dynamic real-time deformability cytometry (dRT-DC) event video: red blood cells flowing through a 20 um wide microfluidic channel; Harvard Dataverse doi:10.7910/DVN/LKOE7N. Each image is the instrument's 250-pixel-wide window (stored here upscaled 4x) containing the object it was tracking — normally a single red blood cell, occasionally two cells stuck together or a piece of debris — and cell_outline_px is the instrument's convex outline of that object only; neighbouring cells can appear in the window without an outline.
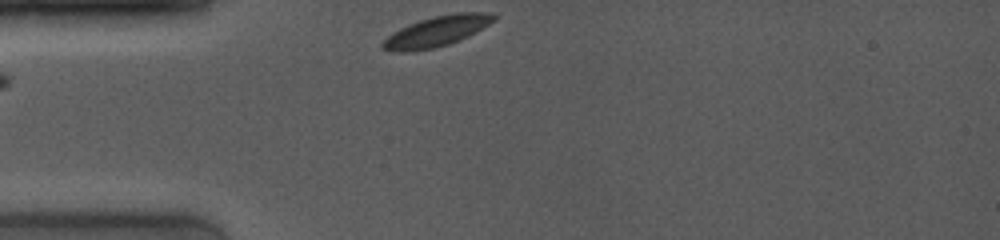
{"species": "common noctule bat (a hibernating species)", "species_latin": "Nyctalus noctula", "temperature_condition": "room temperature", "stored_images_in_passage": 45, "camera_frame_rate_fps": 4000, "um_per_image_px": 0.085, "animal": {"sex": "female", "body_mass_g": 19.0, "forearm_length_mm": 53.3}, "frame": {"image": 1, "passage_image": 1, "time_ms": 0.0, "image_size_px": [1000, 240], "cell_outline_px": [[496, 16], [488, 24], [448, 44], [436, 48], [404, 52], [392, 52], [380, 48], [380, 44], [388, 36], [400, 28], [408, 24], [420, 20], [452, 12], [480, 12]], "centroid_in_image_um": [36.99, 2.68], "position_along_channel_um": 48.0, "area_um2": 19.13}}
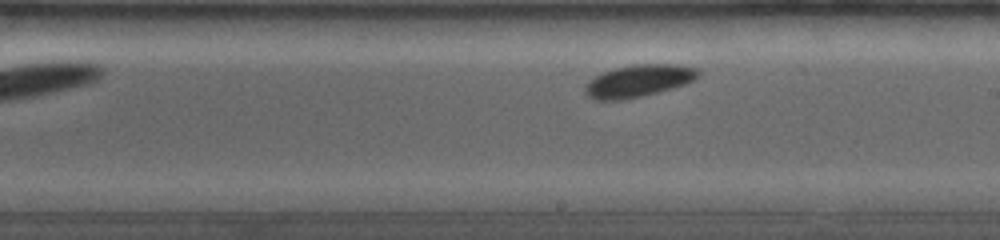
{"frame": {"image": 2, "passage_image": 28, "time_ms": 5.25, "image_size_px": [1000, 240], "cell_outline_px": [[700, 76], [684, 84], [672, 88], [640, 96], [620, 100], [596, 100], [588, 96], [584, 92], [584, 84], [588, 80], [604, 72], [616, 68], [632, 64], [680, 64], [700, 68]], "centroid_in_image_um": [54.28, 6.86], "position_along_channel_um": 234.7, "area_um2": 21.27}}
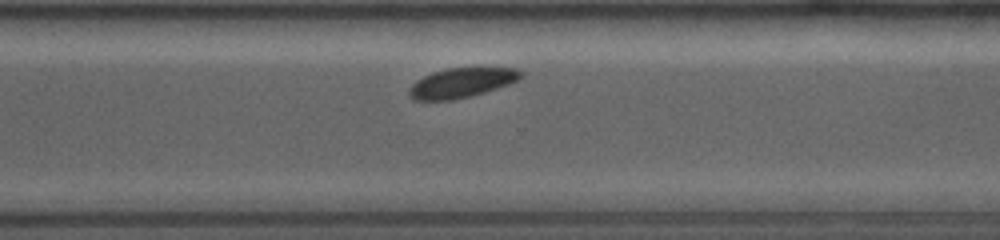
{"frame": {"image": 3, "passage_image": 42, "time_ms": 7.75, "image_size_px": [1000, 240], "cell_outline_px": [[524, 76], [520, 80], [484, 92], [452, 100], [412, 100], [408, 96], [408, 92], [412, 84], [416, 80], [432, 72], [448, 68], [516, 68], [524, 72]], "centroid_in_image_um": [39.23, 7.03], "position_along_channel_um": 331.4, "area_um2": 19.31}}